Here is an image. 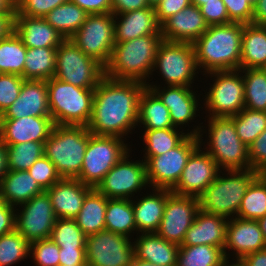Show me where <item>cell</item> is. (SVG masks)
Instances as JSON below:
<instances>
[{"instance_id":"obj_1","label":"cell","mask_w":266,"mask_h":266,"mask_svg":"<svg viewBox=\"0 0 266 266\" xmlns=\"http://www.w3.org/2000/svg\"><path fill=\"white\" fill-rule=\"evenodd\" d=\"M145 87L146 84L138 81L104 77L94 90L89 131L93 135L116 136L128 141L136 133L139 99Z\"/></svg>"},{"instance_id":"obj_2","label":"cell","mask_w":266,"mask_h":266,"mask_svg":"<svg viewBox=\"0 0 266 266\" xmlns=\"http://www.w3.org/2000/svg\"><path fill=\"white\" fill-rule=\"evenodd\" d=\"M242 23L210 25L194 43L201 75L213 71L240 69Z\"/></svg>"},{"instance_id":"obj_3","label":"cell","mask_w":266,"mask_h":266,"mask_svg":"<svg viewBox=\"0 0 266 266\" xmlns=\"http://www.w3.org/2000/svg\"><path fill=\"white\" fill-rule=\"evenodd\" d=\"M162 40L161 34H153L115 43L104 66V76L147 84Z\"/></svg>"},{"instance_id":"obj_4","label":"cell","mask_w":266,"mask_h":266,"mask_svg":"<svg viewBox=\"0 0 266 266\" xmlns=\"http://www.w3.org/2000/svg\"><path fill=\"white\" fill-rule=\"evenodd\" d=\"M202 121L199 145L221 170L251 169L248 146L240 140L230 117H204Z\"/></svg>"},{"instance_id":"obj_5","label":"cell","mask_w":266,"mask_h":266,"mask_svg":"<svg viewBox=\"0 0 266 266\" xmlns=\"http://www.w3.org/2000/svg\"><path fill=\"white\" fill-rule=\"evenodd\" d=\"M199 73L193 44L162 40L158 46L154 68L146 86L201 87L202 85H198L201 82L198 80ZM153 75L160 77L159 82L153 81Z\"/></svg>"},{"instance_id":"obj_6","label":"cell","mask_w":266,"mask_h":266,"mask_svg":"<svg viewBox=\"0 0 266 266\" xmlns=\"http://www.w3.org/2000/svg\"><path fill=\"white\" fill-rule=\"evenodd\" d=\"M258 175L252 169L221 170L198 197L200 210L227 219L237 217L246 190Z\"/></svg>"},{"instance_id":"obj_7","label":"cell","mask_w":266,"mask_h":266,"mask_svg":"<svg viewBox=\"0 0 266 266\" xmlns=\"http://www.w3.org/2000/svg\"><path fill=\"white\" fill-rule=\"evenodd\" d=\"M202 76L205 77L201 78L205 80H201L202 94H205L202 95L203 117H233L244 109V79L240 69L213 71Z\"/></svg>"},{"instance_id":"obj_8","label":"cell","mask_w":266,"mask_h":266,"mask_svg":"<svg viewBox=\"0 0 266 266\" xmlns=\"http://www.w3.org/2000/svg\"><path fill=\"white\" fill-rule=\"evenodd\" d=\"M91 135L87 126L54 125L44 143V155L61 178L76 179L80 175Z\"/></svg>"},{"instance_id":"obj_9","label":"cell","mask_w":266,"mask_h":266,"mask_svg":"<svg viewBox=\"0 0 266 266\" xmlns=\"http://www.w3.org/2000/svg\"><path fill=\"white\" fill-rule=\"evenodd\" d=\"M46 83L54 124L87 126L92 116L95 88H81L55 77Z\"/></svg>"},{"instance_id":"obj_10","label":"cell","mask_w":266,"mask_h":266,"mask_svg":"<svg viewBox=\"0 0 266 266\" xmlns=\"http://www.w3.org/2000/svg\"><path fill=\"white\" fill-rule=\"evenodd\" d=\"M130 142L116 136L92 134L85 150L80 175L76 179L96 188L104 176L133 149V142Z\"/></svg>"},{"instance_id":"obj_11","label":"cell","mask_w":266,"mask_h":266,"mask_svg":"<svg viewBox=\"0 0 266 266\" xmlns=\"http://www.w3.org/2000/svg\"><path fill=\"white\" fill-rule=\"evenodd\" d=\"M146 87L150 88L169 109L171 121L175 127L184 130L188 135L198 136L200 134L203 123L198 120L199 118H204L203 115H201L203 113V92L201 90L199 91L201 87L176 85ZM196 88L200 93H198L197 90L195 91Z\"/></svg>"},{"instance_id":"obj_12","label":"cell","mask_w":266,"mask_h":266,"mask_svg":"<svg viewBox=\"0 0 266 266\" xmlns=\"http://www.w3.org/2000/svg\"><path fill=\"white\" fill-rule=\"evenodd\" d=\"M54 77L81 88H96L105 77L104 66L65 39L56 49Z\"/></svg>"},{"instance_id":"obj_13","label":"cell","mask_w":266,"mask_h":266,"mask_svg":"<svg viewBox=\"0 0 266 266\" xmlns=\"http://www.w3.org/2000/svg\"><path fill=\"white\" fill-rule=\"evenodd\" d=\"M132 151L134 150H130L97 185L96 189L106 198L132 200L140 192L150 188L146 164L141 158L137 160L136 154L132 159Z\"/></svg>"},{"instance_id":"obj_14","label":"cell","mask_w":266,"mask_h":266,"mask_svg":"<svg viewBox=\"0 0 266 266\" xmlns=\"http://www.w3.org/2000/svg\"><path fill=\"white\" fill-rule=\"evenodd\" d=\"M198 146V136L188 135L178 146L164 154L140 157L146 164L150 188L171 190L178 183L188 158Z\"/></svg>"},{"instance_id":"obj_15","label":"cell","mask_w":266,"mask_h":266,"mask_svg":"<svg viewBox=\"0 0 266 266\" xmlns=\"http://www.w3.org/2000/svg\"><path fill=\"white\" fill-rule=\"evenodd\" d=\"M70 40L87 56L105 66L115 45L114 14H89Z\"/></svg>"},{"instance_id":"obj_16","label":"cell","mask_w":266,"mask_h":266,"mask_svg":"<svg viewBox=\"0 0 266 266\" xmlns=\"http://www.w3.org/2000/svg\"><path fill=\"white\" fill-rule=\"evenodd\" d=\"M87 266H130L135 254L133 239L103 230L86 236Z\"/></svg>"},{"instance_id":"obj_17","label":"cell","mask_w":266,"mask_h":266,"mask_svg":"<svg viewBox=\"0 0 266 266\" xmlns=\"http://www.w3.org/2000/svg\"><path fill=\"white\" fill-rule=\"evenodd\" d=\"M57 217L46 191L16 207L15 229L29 242L50 238Z\"/></svg>"},{"instance_id":"obj_18","label":"cell","mask_w":266,"mask_h":266,"mask_svg":"<svg viewBox=\"0 0 266 266\" xmlns=\"http://www.w3.org/2000/svg\"><path fill=\"white\" fill-rule=\"evenodd\" d=\"M200 210L199 199L172 193L166 201L163 218L155 232L163 239L181 245Z\"/></svg>"},{"instance_id":"obj_19","label":"cell","mask_w":266,"mask_h":266,"mask_svg":"<svg viewBox=\"0 0 266 266\" xmlns=\"http://www.w3.org/2000/svg\"><path fill=\"white\" fill-rule=\"evenodd\" d=\"M220 172L215 160L199 145L188 158L178 183L171 191L198 198Z\"/></svg>"},{"instance_id":"obj_20","label":"cell","mask_w":266,"mask_h":266,"mask_svg":"<svg viewBox=\"0 0 266 266\" xmlns=\"http://www.w3.org/2000/svg\"><path fill=\"white\" fill-rule=\"evenodd\" d=\"M265 248L266 242L257 220L239 217L228 219L225 258L242 260L246 255Z\"/></svg>"},{"instance_id":"obj_21","label":"cell","mask_w":266,"mask_h":266,"mask_svg":"<svg viewBox=\"0 0 266 266\" xmlns=\"http://www.w3.org/2000/svg\"><path fill=\"white\" fill-rule=\"evenodd\" d=\"M51 117L26 116L19 119H0V139L5 145L22 142H45L54 127Z\"/></svg>"},{"instance_id":"obj_22","label":"cell","mask_w":266,"mask_h":266,"mask_svg":"<svg viewBox=\"0 0 266 266\" xmlns=\"http://www.w3.org/2000/svg\"><path fill=\"white\" fill-rule=\"evenodd\" d=\"M26 116L51 117L46 81L24 80L19 97L0 119H19Z\"/></svg>"},{"instance_id":"obj_23","label":"cell","mask_w":266,"mask_h":266,"mask_svg":"<svg viewBox=\"0 0 266 266\" xmlns=\"http://www.w3.org/2000/svg\"><path fill=\"white\" fill-rule=\"evenodd\" d=\"M145 193H140L139 196L132 199L137 235L139 233H155L158 230L167 198L172 191L149 188Z\"/></svg>"},{"instance_id":"obj_24","label":"cell","mask_w":266,"mask_h":266,"mask_svg":"<svg viewBox=\"0 0 266 266\" xmlns=\"http://www.w3.org/2000/svg\"><path fill=\"white\" fill-rule=\"evenodd\" d=\"M208 29L199 7L190 5L161 25L162 39L193 44Z\"/></svg>"},{"instance_id":"obj_25","label":"cell","mask_w":266,"mask_h":266,"mask_svg":"<svg viewBox=\"0 0 266 266\" xmlns=\"http://www.w3.org/2000/svg\"><path fill=\"white\" fill-rule=\"evenodd\" d=\"M91 189L78 179L61 178L46 190L57 219H74Z\"/></svg>"},{"instance_id":"obj_26","label":"cell","mask_w":266,"mask_h":266,"mask_svg":"<svg viewBox=\"0 0 266 266\" xmlns=\"http://www.w3.org/2000/svg\"><path fill=\"white\" fill-rule=\"evenodd\" d=\"M115 43L125 42L146 35L161 34L155 8L133 10L114 15Z\"/></svg>"},{"instance_id":"obj_27","label":"cell","mask_w":266,"mask_h":266,"mask_svg":"<svg viewBox=\"0 0 266 266\" xmlns=\"http://www.w3.org/2000/svg\"><path fill=\"white\" fill-rule=\"evenodd\" d=\"M228 219L199 210L180 246L211 245L223 248Z\"/></svg>"},{"instance_id":"obj_28","label":"cell","mask_w":266,"mask_h":266,"mask_svg":"<svg viewBox=\"0 0 266 266\" xmlns=\"http://www.w3.org/2000/svg\"><path fill=\"white\" fill-rule=\"evenodd\" d=\"M13 31L27 48L58 47L65 40L41 17L14 15Z\"/></svg>"},{"instance_id":"obj_29","label":"cell","mask_w":266,"mask_h":266,"mask_svg":"<svg viewBox=\"0 0 266 266\" xmlns=\"http://www.w3.org/2000/svg\"><path fill=\"white\" fill-rule=\"evenodd\" d=\"M135 257L159 266H176L180 246L156 233H139L134 239Z\"/></svg>"},{"instance_id":"obj_30","label":"cell","mask_w":266,"mask_h":266,"mask_svg":"<svg viewBox=\"0 0 266 266\" xmlns=\"http://www.w3.org/2000/svg\"><path fill=\"white\" fill-rule=\"evenodd\" d=\"M44 190L38 185L28 170H9L0 181V198L11 206L17 207Z\"/></svg>"},{"instance_id":"obj_31","label":"cell","mask_w":266,"mask_h":266,"mask_svg":"<svg viewBox=\"0 0 266 266\" xmlns=\"http://www.w3.org/2000/svg\"><path fill=\"white\" fill-rule=\"evenodd\" d=\"M137 128L138 130L177 128L171 121L169 109L148 87H145L139 99Z\"/></svg>"},{"instance_id":"obj_32","label":"cell","mask_w":266,"mask_h":266,"mask_svg":"<svg viewBox=\"0 0 266 266\" xmlns=\"http://www.w3.org/2000/svg\"><path fill=\"white\" fill-rule=\"evenodd\" d=\"M240 69L266 66V26L244 24L241 42Z\"/></svg>"},{"instance_id":"obj_33","label":"cell","mask_w":266,"mask_h":266,"mask_svg":"<svg viewBox=\"0 0 266 266\" xmlns=\"http://www.w3.org/2000/svg\"><path fill=\"white\" fill-rule=\"evenodd\" d=\"M107 198L96 188L86 195L83 206L74 218L83 233L88 236L105 230Z\"/></svg>"},{"instance_id":"obj_34","label":"cell","mask_w":266,"mask_h":266,"mask_svg":"<svg viewBox=\"0 0 266 266\" xmlns=\"http://www.w3.org/2000/svg\"><path fill=\"white\" fill-rule=\"evenodd\" d=\"M105 230L134 239L137 236L131 199L107 198Z\"/></svg>"},{"instance_id":"obj_35","label":"cell","mask_w":266,"mask_h":266,"mask_svg":"<svg viewBox=\"0 0 266 266\" xmlns=\"http://www.w3.org/2000/svg\"><path fill=\"white\" fill-rule=\"evenodd\" d=\"M142 136V150L141 157H153L164 154L178 146L187 136V132L180 128H164L155 130H141ZM143 152V153H142ZM143 155V156H142Z\"/></svg>"},{"instance_id":"obj_36","label":"cell","mask_w":266,"mask_h":266,"mask_svg":"<svg viewBox=\"0 0 266 266\" xmlns=\"http://www.w3.org/2000/svg\"><path fill=\"white\" fill-rule=\"evenodd\" d=\"M56 49L57 47L27 48L23 78L44 81L53 78L56 68Z\"/></svg>"},{"instance_id":"obj_37","label":"cell","mask_w":266,"mask_h":266,"mask_svg":"<svg viewBox=\"0 0 266 266\" xmlns=\"http://www.w3.org/2000/svg\"><path fill=\"white\" fill-rule=\"evenodd\" d=\"M88 15L89 14L77 4L67 1L54 8L43 18L58 31L64 39H70L86 21Z\"/></svg>"},{"instance_id":"obj_38","label":"cell","mask_w":266,"mask_h":266,"mask_svg":"<svg viewBox=\"0 0 266 266\" xmlns=\"http://www.w3.org/2000/svg\"><path fill=\"white\" fill-rule=\"evenodd\" d=\"M27 47L12 31L0 40V73L15 74L23 78Z\"/></svg>"},{"instance_id":"obj_39","label":"cell","mask_w":266,"mask_h":266,"mask_svg":"<svg viewBox=\"0 0 266 266\" xmlns=\"http://www.w3.org/2000/svg\"><path fill=\"white\" fill-rule=\"evenodd\" d=\"M266 215V174H259L249 185L237 217L258 220Z\"/></svg>"},{"instance_id":"obj_40","label":"cell","mask_w":266,"mask_h":266,"mask_svg":"<svg viewBox=\"0 0 266 266\" xmlns=\"http://www.w3.org/2000/svg\"><path fill=\"white\" fill-rule=\"evenodd\" d=\"M224 249L211 245L180 246L176 266H220Z\"/></svg>"},{"instance_id":"obj_41","label":"cell","mask_w":266,"mask_h":266,"mask_svg":"<svg viewBox=\"0 0 266 266\" xmlns=\"http://www.w3.org/2000/svg\"><path fill=\"white\" fill-rule=\"evenodd\" d=\"M240 70L244 79V108L266 111V72L262 68Z\"/></svg>"},{"instance_id":"obj_42","label":"cell","mask_w":266,"mask_h":266,"mask_svg":"<svg viewBox=\"0 0 266 266\" xmlns=\"http://www.w3.org/2000/svg\"><path fill=\"white\" fill-rule=\"evenodd\" d=\"M45 142H22L6 145L8 170H28L37 159L44 155Z\"/></svg>"},{"instance_id":"obj_43","label":"cell","mask_w":266,"mask_h":266,"mask_svg":"<svg viewBox=\"0 0 266 266\" xmlns=\"http://www.w3.org/2000/svg\"><path fill=\"white\" fill-rule=\"evenodd\" d=\"M235 124L240 140L249 146L266 129V111L244 108L237 115L230 117Z\"/></svg>"},{"instance_id":"obj_44","label":"cell","mask_w":266,"mask_h":266,"mask_svg":"<svg viewBox=\"0 0 266 266\" xmlns=\"http://www.w3.org/2000/svg\"><path fill=\"white\" fill-rule=\"evenodd\" d=\"M28 257L30 243L16 229L0 237V266H16Z\"/></svg>"},{"instance_id":"obj_45","label":"cell","mask_w":266,"mask_h":266,"mask_svg":"<svg viewBox=\"0 0 266 266\" xmlns=\"http://www.w3.org/2000/svg\"><path fill=\"white\" fill-rule=\"evenodd\" d=\"M50 239L59 248H85L86 235L74 219H57Z\"/></svg>"},{"instance_id":"obj_46","label":"cell","mask_w":266,"mask_h":266,"mask_svg":"<svg viewBox=\"0 0 266 266\" xmlns=\"http://www.w3.org/2000/svg\"><path fill=\"white\" fill-rule=\"evenodd\" d=\"M31 262L35 266H59V246L50 238L30 243Z\"/></svg>"},{"instance_id":"obj_47","label":"cell","mask_w":266,"mask_h":266,"mask_svg":"<svg viewBox=\"0 0 266 266\" xmlns=\"http://www.w3.org/2000/svg\"><path fill=\"white\" fill-rule=\"evenodd\" d=\"M24 80L19 75L0 73V116L19 97Z\"/></svg>"},{"instance_id":"obj_48","label":"cell","mask_w":266,"mask_h":266,"mask_svg":"<svg viewBox=\"0 0 266 266\" xmlns=\"http://www.w3.org/2000/svg\"><path fill=\"white\" fill-rule=\"evenodd\" d=\"M28 172L44 191L61 179L55 165L45 155L37 159Z\"/></svg>"},{"instance_id":"obj_49","label":"cell","mask_w":266,"mask_h":266,"mask_svg":"<svg viewBox=\"0 0 266 266\" xmlns=\"http://www.w3.org/2000/svg\"><path fill=\"white\" fill-rule=\"evenodd\" d=\"M67 1L69 0H15L14 15L43 18Z\"/></svg>"},{"instance_id":"obj_50","label":"cell","mask_w":266,"mask_h":266,"mask_svg":"<svg viewBox=\"0 0 266 266\" xmlns=\"http://www.w3.org/2000/svg\"><path fill=\"white\" fill-rule=\"evenodd\" d=\"M248 157L252 170L266 174V129L248 146Z\"/></svg>"},{"instance_id":"obj_51","label":"cell","mask_w":266,"mask_h":266,"mask_svg":"<svg viewBox=\"0 0 266 266\" xmlns=\"http://www.w3.org/2000/svg\"><path fill=\"white\" fill-rule=\"evenodd\" d=\"M199 9L208 26L231 23L223 0L206 2Z\"/></svg>"},{"instance_id":"obj_52","label":"cell","mask_w":266,"mask_h":266,"mask_svg":"<svg viewBox=\"0 0 266 266\" xmlns=\"http://www.w3.org/2000/svg\"><path fill=\"white\" fill-rule=\"evenodd\" d=\"M223 2L231 22L251 24L253 6L247 0H223Z\"/></svg>"},{"instance_id":"obj_53","label":"cell","mask_w":266,"mask_h":266,"mask_svg":"<svg viewBox=\"0 0 266 266\" xmlns=\"http://www.w3.org/2000/svg\"><path fill=\"white\" fill-rule=\"evenodd\" d=\"M191 5V0H161L154 8L157 20L162 25L168 18Z\"/></svg>"},{"instance_id":"obj_54","label":"cell","mask_w":266,"mask_h":266,"mask_svg":"<svg viewBox=\"0 0 266 266\" xmlns=\"http://www.w3.org/2000/svg\"><path fill=\"white\" fill-rule=\"evenodd\" d=\"M59 265H87L85 248H59Z\"/></svg>"},{"instance_id":"obj_55","label":"cell","mask_w":266,"mask_h":266,"mask_svg":"<svg viewBox=\"0 0 266 266\" xmlns=\"http://www.w3.org/2000/svg\"><path fill=\"white\" fill-rule=\"evenodd\" d=\"M15 211L16 207L0 198V237L15 229Z\"/></svg>"},{"instance_id":"obj_56","label":"cell","mask_w":266,"mask_h":266,"mask_svg":"<svg viewBox=\"0 0 266 266\" xmlns=\"http://www.w3.org/2000/svg\"><path fill=\"white\" fill-rule=\"evenodd\" d=\"M77 4L88 14H105L112 12L111 0H69Z\"/></svg>"},{"instance_id":"obj_57","label":"cell","mask_w":266,"mask_h":266,"mask_svg":"<svg viewBox=\"0 0 266 266\" xmlns=\"http://www.w3.org/2000/svg\"><path fill=\"white\" fill-rule=\"evenodd\" d=\"M111 5L114 15L149 7L147 0H111Z\"/></svg>"},{"instance_id":"obj_58","label":"cell","mask_w":266,"mask_h":266,"mask_svg":"<svg viewBox=\"0 0 266 266\" xmlns=\"http://www.w3.org/2000/svg\"><path fill=\"white\" fill-rule=\"evenodd\" d=\"M251 24L266 26V0H257L253 6Z\"/></svg>"},{"instance_id":"obj_59","label":"cell","mask_w":266,"mask_h":266,"mask_svg":"<svg viewBox=\"0 0 266 266\" xmlns=\"http://www.w3.org/2000/svg\"><path fill=\"white\" fill-rule=\"evenodd\" d=\"M242 261L246 266H266V248L246 255Z\"/></svg>"},{"instance_id":"obj_60","label":"cell","mask_w":266,"mask_h":266,"mask_svg":"<svg viewBox=\"0 0 266 266\" xmlns=\"http://www.w3.org/2000/svg\"><path fill=\"white\" fill-rule=\"evenodd\" d=\"M14 14H0V40L13 31Z\"/></svg>"},{"instance_id":"obj_61","label":"cell","mask_w":266,"mask_h":266,"mask_svg":"<svg viewBox=\"0 0 266 266\" xmlns=\"http://www.w3.org/2000/svg\"><path fill=\"white\" fill-rule=\"evenodd\" d=\"M8 171L6 145L0 139V181Z\"/></svg>"},{"instance_id":"obj_62","label":"cell","mask_w":266,"mask_h":266,"mask_svg":"<svg viewBox=\"0 0 266 266\" xmlns=\"http://www.w3.org/2000/svg\"><path fill=\"white\" fill-rule=\"evenodd\" d=\"M15 0H0V14H14Z\"/></svg>"},{"instance_id":"obj_63","label":"cell","mask_w":266,"mask_h":266,"mask_svg":"<svg viewBox=\"0 0 266 266\" xmlns=\"http://www.w3.org/2000/svg\"><path fill=\"white\" fill-rule=\"evenodd\" d=\"M220 266H246L240 259H225Z\"/></svg>"},{"instance_id":"obj_64","label":"cell","mask_w":266,"mask_h":266,"mask_svg":"<svg viewBox=\"0 0 266 266\" xmlns=\"http://www.w3.org/2000/svg\"><path fill=\"white\" fill-rule=\"evenodd\" d=\"M130 266H159V265L152 264L151 262L141 260L134 256Z\"/></svg>"},{"instance_id":"obj_65","label":"cell","mask_w":266,"mask_h":266,"mask_svg":"<svg viewBox=\"0 0 266 266\" xmlns=\"http://www.w3.org/2000/svg\"><path fill=\"white\" fill-rule=\"evenodd\" d=\"M257 221L259 222L260 229L263 233L266 242V215L264 217L259 218Z\"/></svg>"},{"instance_id":"obj_66","label":"cell","mask_w":266,"mask_h":266,"mask_svg":"<svg viewBox=\"0 0 266 266\" xmlns=\"http://www.w3.org/2000/svg\"><path fill=\"white\" fill-rule=\"evenodd\" d=\"M210 1H217V0H191V4L195 5L196 7H199L205 4L206 2H210Z\"/></svg>"},{"instance_id":"obj_67","label":"cell","mask_w":266,"mask_h":266,"mask_svg":"<svg viewBox=\"0 0 266 266\" xmlns=\"http://www.w3.org/2000/svg\"><path fill=\"white\" fill-rule=\"evenodd\" d=\"M161 0H147L149 6L155 7Z\"/></svg>"},{"instance_id":"obj_68","label":"cell","mask_w":266,"mask_h":266,"mask_svg":"<svg viewBox=\"0 0 266 266\" xmlns=\"http://www.w3.org/2000/svg\"><path fill=\"white\" fill-rule=\"evenodd\" d=\"M252 6L255 5V3L257 2V0H247Z\"/></svg>"},{"instance_id":"obj_69","label":"cell","mask_w":266,"mask_h":266,"mask_svg":"<svg viewBox=\"0 0 266 266\" xmlns=\"http://www.w3.org/2000/svg\"><path fill=\"white\" fill-rule=\"evenodd\" d=\"M59 266H62V265H59ZM67 266V265H66ZM73 266H87V265H73Z\"/></svg>"}]
</instances>
